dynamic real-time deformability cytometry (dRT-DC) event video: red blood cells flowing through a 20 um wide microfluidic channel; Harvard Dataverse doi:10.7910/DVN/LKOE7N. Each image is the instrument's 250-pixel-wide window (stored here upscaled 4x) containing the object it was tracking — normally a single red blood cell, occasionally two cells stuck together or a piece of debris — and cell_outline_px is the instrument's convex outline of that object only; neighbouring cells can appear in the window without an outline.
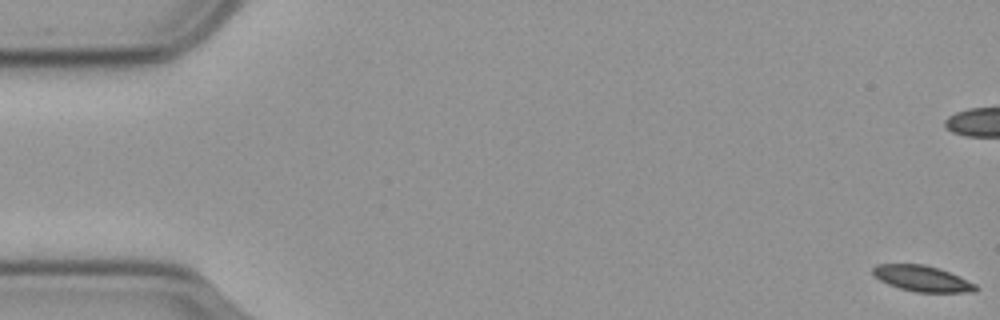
{"species": "common noctule bat (a hibernating species)", "species_latin": "Nyctalus noctula", "temperature_condition": "cold", "stored_images_in_passage": 59, "camera_frame_rate_fps": 3000, "um_per_image_px": 0.085, "animal": {"sex": "male", "body_mass_g": 23.1, "forearm_length_mm": 52.7}, "frame": {"image": 1, "passage_image": 1, "time_ms": 0.0, "image_size_px": [1000, 320], "cell_outline_px": [[980, 288], [976, 292], [916, 292], [900, 288], [888, 284], [872, 276], [872, 268], [876, 264], [924, 264], [940, 268], [976, 284]], "centroid_in_image_um": [78.38, 23.67], "position_along_channel_um": 6.6, "area_um2": 15.61}}
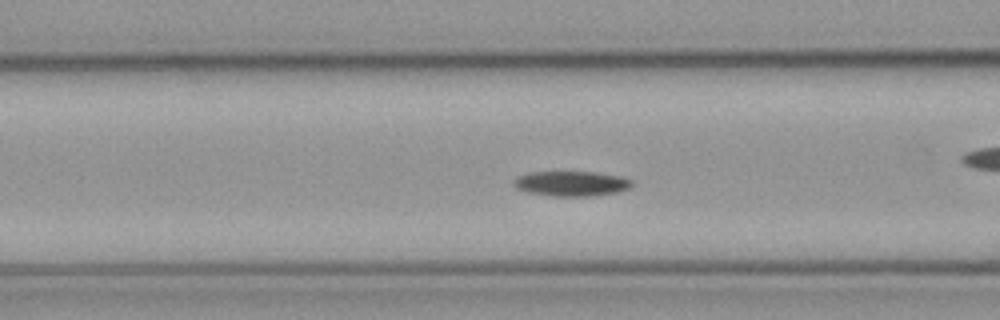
{"frame": {"image": 2, "passage_image": 23, "time_ms": 7.333, "image_size_px": [1000, 320], "cell_outline_px": [[632, 184], [628, 188], [616, 192], [596, 196], [552, 196], [528, 192], [516, 188], [512, 184], [512, 180], [516, 176], [528, 172], [596, 172], [620, 176], [632, 180]], "centroid_in_image_um": [48.51, 15.6], "position_along_channel_um": 118.1, "area_um2": 17.34}}
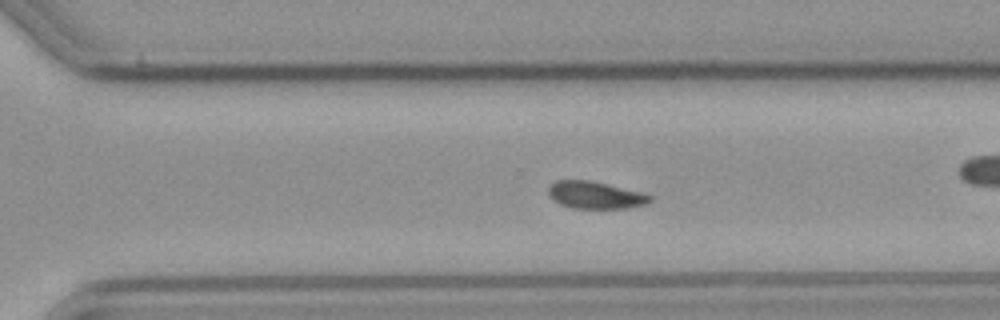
{"frame": {"image": 3, "passage_image": 40, "time_ms": 13.0, "image_size_px": [1000, 320], "cell_outline_px": [[652, 200], [648, 204], [628, 208], [572, 208], [560, 204], [552, 200], [548, 196], [548, 188], [556, 180], [592, 180], [644, 192], [652, 196]], "centroid_in_image_um": [50.63, 16.58], "position_along_channel_um": 320.0, "area_um2": 16.47}, "authors_computed_cell_mechanics": {"area_um2": 16.9354, "velocity_mm_per_s": 3.5762, "shape_relaxation_time_tau1_ms": 7.4007, "shape_relaxation_time_tau2_ms": null, "deformation_change_tau1": 0.1538, "deformation_change_tau2": null}}